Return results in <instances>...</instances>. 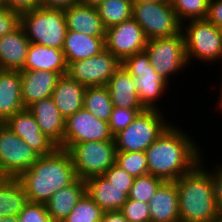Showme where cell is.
<instances>
[{"instance_id": "cell-1", "label": "cell", "mask_w": 222, "mask_h": 222, "mask_svg": "<svg viewBox=\"0 0 222 222\" xmlns=\"http://www.w3.org/2000/svg\"><path fill=\"white\" fill-rule=\"evenodd\" d=\"M171 124L147 148L148 174L163 181H176L203 160L202 148L188 132Z\"/></svg>"}, {"instance_id": "cell-2", "label": "cell", "mask_w": 222, "mask_h": 222, "mask_svg": "<svg viewBox=\"0 0 222 222\" xmlns=\"http://www.w3.org/2000/svg\"><path fill=\"white\" fill-rule=\"evenodd\" d=\"M204 161L175 181L180 222H213L220 217L216 174Z\"/></svg>"}, {"instance_id": "cell-3", "label": "cell", "mask_w": 222, "mask_h": 222, "mask_svg": "<svg viewBox=\"0 0 222 222\" xmlns=\"http://www.w3.org/2000/svg\"><path fill=\"white\" fill-rule=\"evenodd\" d=\"M17 179L29 202L45 204L58 190L72 184L77 175L68 151L57 147L52 153L40 156Z\"/></svg>"}, {"instance_id": "cell-4", "label": "cell", "mask_w": 222, "mask_h": 222, "mask_svg": "<svg viewBox=\"0 0 222 222\" xmlns=\"http://www.w3.org/2000/svg\"><path fill=\"white\" fill-rule=\"evenodd\" d=\"M20 26L31 43L62 49L67 33L64 9L37 7L20 13Z\"/></svg>"}, {"instance_id": "cell-5", "label": "cell", "mask_w": 222, "mask_h": 222, "mask_svg": "<svg viewBox=\"0 0 222 222\" xmlns=\"http://www.w3.org/2000/svg\"><path fill=\"white\" fill-rule=\"evenodd\" d=\"M165 116L160 109L140 112L127 128L113 137L117 151L145 152L171 124Z\"/></svg>"}, {"instance_id": "cell-6", "label": "cell", "mask_w": 222, "mask_h": 222, "mask_svg": "<svg viewBox=\"0 0 222 222\" xmlns=\"http://www.w3.org/2000/svg\"><path fill=\"white\" fill-rule=\"evenodd\" d=\"M188 63L196 59L205 63L222 61V37L218 27L207 19L190 20L181 24Z\"/></svg>"}, {"instance_id": "cell-7", "label": "cell", "mask_w": 222, "mask_h": 222, "mask_svg": "<svg viewBox=\"0 0 222 222\" xmlns=\"http://www.w3.org/2000/svg\"><path fill=\"white\" fill-rule=\"evenodd\" d=\"M67 151L77 178L82 180L101 176L116 163L117 149L114 140L76 143Z\"/></svg>"}, {"instance_id": "cell-8", "label": "cell", "mask_w": 222, "mask_h": 222, "mask_svg": "<svg viewBox=\"0 0 222 222\" xmlns=\"http://www.w3.org/2000/svg\"><path fill=\"white\" fill-rule=\"evenodd\" d=\"M121 65L134 77L138 99L142 106L145 109L161 110L157 102H160L162 95L167 92L170 83L152 68L147 52L143 50L129 56L121 62Z\"/></svg>"}, {"instance_id": "cell-9", "label": "cell", "mask_w": 222, "mask_h": 222, "mask_svg": "<svg viewBox=\"0 0 222 222\" xmlns=\"http://www.w3.org/2000/svg\"><path fill=\"white\" fill-rule=\"evenodd\" d=\"M145 51L147 52L152 68L168 83L174 77L173 75L177 73L175 75L177 76L181 70L190 66L181 31L173 36L148 40Z\"/></svg>"}, {"instance_id": "cell-10", "label": "cell", "mask_w": 222, "mask_h": 222, "mask_svg": "<svg viewBox=\"0 0 222 222\" xmlns=\"http://www.w3.org/2000/svg\"><path fill=\"white\" fill-rule=\"evenodd\" d=\"M132 18L142 27L148 40L173 36L181 31L171 0L133 4Z\"/></svg>"}, {"instance_id": "cell-11", "label": "cell", "mask_w": 222, "mask_h": 222, "mask_svg": "<svg viewBox=\"0 0 222 222\" xmlns=\"http://www.w3.org/2000/svg\"><path fill=\"white\" fill-rule=\"evenodd\" d=\"M40 157L23 139L0 123V177L17 178Z\"/></svg>"}, {"instance_id": "cell-12", "label": "cell", "mask_w": 222, "mask_h": 222, "mask_svg": "<svg viewBox=\"0 0 222 222\" xmlns=\"http://www.w3.org/2000/svg\"><path fill=\"white\" fill-rule=\"evenodd\" d=\"M121 62L106 49L99 55L68 63L66 75L89 86H106Z\"/></svg>"}, {"instance_id": "cell-13", "label": "cell", "mask_w": 222, "mask_h": 222, "mask_svg": "<svg viewBox=\"0 0 222 222\" xmlns=\"http://www.w3.org/2000/svg\"><path fill=\"white\" fill-rule=\"evenodd\" d=\"M147 42L142 27L133 18L106 29L105 49L120 62L145 50Z\"/></svg>"}, {"instance_id": "cell-14", "label": "cell", "mask_w": 222, "mask_h": 222, "mask_svg": "<svg viewBox=\"0 0 222 222\" xmlns=\"http://www.w3.org/2000/svg\"><path fill=\"white\" fill-rule=\"evenodd\" d=\"M114 140L108 122L97 119L84 108L65 119L64 149L76 143Z\"/></svg>"}, {"instance_id": "cell-15", "label": "cell", "mask_w": 222, "mask_h": 222, "mask_svg": "<svg viewBox=\"0 0 222 222\" xmlns=\"http://www.w3.org/2000/svg\"><path fill=\"white\" fill-rule=\"evenodd\" d=\"M4 124L40 156L48 155L58 147L40 130L35 117L27 108L9 117Z\"/></svg>"}, {"instance_id": "cell-16", "label": "cell", "mask_w": 222, "mask_h": 222, "mask_svg": "<svg viewBox=\"0 0 222 222\" xmlns=\"http://www.w3.org/2000/svg\"><path fill=\"white\" fill-rule=\"evenodd\" d=\"M27 109L35 117L40 130L58 147L64 149L65 119L52 97L38 100Z\"/></svg>"}, {"instance_id": "cell-17", "label": "cell", "mask_w": 222, "mask_h": 222, "mask_svg": "<svg viewBox=\"0 0 222 222\" xmlns=\"http://www.w3.org/2000/svg\"><path fill=\"white\" fill-rule=\"evenodd\" d=\"M21 74V99L25 108L32 103L49 98L56 87L58 73L48 70H20Z\"/></svg>"}, {"instance_id": "cell-18", "label": "cell", "mask_w": 222, "mask_h": 222, "mask_svg": "<svg viewBox=\"0 0 222 222\" xmlns=\"http://www.w3.org/2000/svg\"><path fill=\"white\" fill-rule=\"evenodd\" d=\"M151 222H180L175 181H164L149 201Z\"/></svg>"}, {"instance_id": "cell-19", "label": "cell", "mask_w": 222, "mask_h": 222, "mask_svg": "<svg viewBox=\"0 0 222 222\" xmlns=\"http://www.w3.org/2000/svg\"><path fill=\"white\" fill-rule=\"evenodd\" d=\"M30 44L20 25L11 33L0 37V70H21Z\"/></svg>"}, {"instance_id": "cell-20", "label": "cell", "mask_w": 222, "mask_h": 222, "mask_svg": "<svg viewBox=\"0 0 222 222\" xmlns=\"http://www.w3.org/2000/svg\"><path fill=\"white\" fill-rule=\"evenodd\" d=\"M86 193L104 211L121 210L128 199L130 188H116L103 176L85 180Z\"/></svg>"}, {"instance_id": "cell-21", "label": "cell", "mask_w": 222, "mask_h": 222, "mask_svg": "<svg viewBox=\"0 0 222 222\" xmlns=\"http://www.w3.org/2000/svg\"><path fill=\"white\" fill-rule=\"evenodd\" d=\"M20 70H0V123L23 110Z\"/></svg>"}, {"instance_id": "cell-22", "label": "cell", "mask_w": 222, "mask_h": 222, "mask_svg": "<svg viewBox=\"0 0 222 222\" xmlns=\"http://www.w3.org/2000/svg\"><path fill=\"white\" fill-rule=\"evenodd\" d=\"M106 86L113 107L145 109L138 99L134 77L122 65L115 71Z\"/></svg>"}, {"instance_id": "cell-23", "label": "cell", "mask_w": 222, "mask_h": 222, "mask_svg": "<svg viewBox=\"0 0 222 222\" xmlns=\"http://www.w3.org/2000/svg\"><path fill=\"white\" fill-rule=\"evenodd\" d=\"M105 50V36H88L67 30L62 51L67 64L99 55Z\"/></svg>"}, {"instance_id": "cell-24", "label": "cell", "mask_w": 222, "mask_h": 222, "mask_svg": "<svg viewBox=\"0 0 222 222\" xmlns=\"http://www.w3.org/2000/svg\"><path fill=\"white\" fill-rule=\"evenodd\" d=\"M68 30L81 32L88 36H105L106 28L96 7L80 4L64 9Z\"/></svg>"}, {"instance_id": "cell-25", "label": "cell", "mask_w": 222, "mask_h": 222, "mask_svg": "<svg viewBox=\"0 0 222 222\" xmlns=\"http://www.w3.org/2000/svg\"><path fill=\"white\" fill-rule=\"evenodd\" d=\"M85 89V85L67 75L58 79L51 97L64 119L83 108Z\"/></svg>"}, {"instance_id": "cell-26", "label": "cell", "mask_w": 222, "mask_h": 222, "mask_svg": "<svg viewBox=\"0 0 222 222\" xmlns=\"http://www.w3.org/2000/svg\"><path fill=\"white\" fill-rule=\"evenodd\" d=\"M86 193L85 180L77 178L72 184L58 190L45 203L53 222H63Z\"/></svg>"}, {"instance_id": "cell-27", "label": "cell", "mask_w": 222, "mask_h": 222, "mask_svg": "<svg viewBox=\"0 0 222 222\" xmlns=\"http://www.w3.org/2000/svg\"><path fill=\"white\" fill-rule=\"evenodd\" d=\"M67 65L62 49L31 43L21 70H48L63 76L66 75Z\"/></svg>"}, {"instance_id": "cell-28", "label": "cell", "mask_w": 222, "mask_h": 222, "mask_svg": "<svg viewBox=\"0 0 222 222\" xmlns=\"http://www.w3.org/2000/svg\"><path fill=\"white\" fill-rule=\"evenodd\" d=\"M29 203L17 178L0 177V216H17Z\"/></svg>"}, {"instance_id": "cell-29", "label": "cell", "mask_w": 222, "mask_h": 222, "mask_svg": "<svg viewBox=\"0 0 222 222\" xmlns=\"http://www.w3.org/2000/svg\"><path fill=\"white\" fill-rule=\"evenodd\" d=\"M83 108L97 119L108 122L113 110L107 86H89L84 93Z\"/></svg>"}, {"instance_id": "cell-30", "label": "cell", "mask_w": 222, "mask_h": 222, "mask_svg": "<svg viewBox=\"0 0 222 222\" xmlns=\"http://www.w3.org/2000/svg\"><path fill=\"white\" fill-rule=\"evenodd\" d=\"M96 8L106 29L132 18L131 0H103Z\"/></svg>"}, {"instance_id": "cell-31", "label": "cell", "mask_w": 222, "mask_h": 222, "mask_svg": "<svg viewBox=\"0 0 222 222\" xmlns=\"http://www.w3.org/2000/svg\"><path fill=\"white\" fill-rule=\"evenodd\" d=\"M171 3L181 24L206 19L208 15L209 0H171Z\"/></svg>"}, {"instance_id": "cell-32", "label": "cell", "mask_w": 222, "mask_h": 222, "mask_svg": "<svg viewBox=\"0 0 222 222\" xmlns=\"http://www.w3.org/2000/svg\"><path fill=\"white\" fill-rule=\"evenodd\" d=\"M103 213L104 210L85 193L63 222H100Z\"/></svg>"}, {"instance_id": "cell-33", "label": "cell", "mask_w": 222, "mask_h": 222, "mask_svg": "<svg viewBox=\"0 0 222 222\" xmlns=\"http://www.w3.org/2000/svg\"><path fill=\"white\" fill-rule=\"evenodd\" d=\"M116 164L134 178L148 174L147 156L144 151H117Z\"/></svg>"}, {"instance_id": "cell-34", "label": "cell", "mask_w": 222, "mask_h": 222, "mask_svg": "<svg viewBox=\"0 0 222 222\" xmlns=\"http://www.w3.org/2000/svg\"><path fill=\"white\" fill-rule=\"evenodd\" d=\"M163 182L164 181L162 179L151 174L139 176L134 179L133 185L128 194V198L149 203L152 196Z\"/></svg>"}, {"instance_id": "cell-35", "label": "cell", "mask_w": 222, "mask_h": 222, "mask_svg": "<svg viewBox=\"0 0 222 222\" xmlns=\"http://www.w3.org/2000/svg\"><path fill=\"white\" fill-rule=\"evenodd\" d=\"M145 109H127L113 107L108 120L109 131L114 137L116 134L127 128L138 114Z\"/></svg>"}, {"instance_id": "cell-36", "label": "cell", "mask_w": 222, "mask_h": 222, "mask_svg": "<svg viewBox=\"0 0 222 222\" xmlns=\"http://www.w3.org/2000/svg\"><path fill=\"white\" fill-rule=\"evenodd\" d=\"M120 211L128 222H151L149 203L128 198Z\"/></svg>"}, {"instance_id": "cell-37", "label": "cell", "mask_w": 222, "mask_h": 222, "mask_svg": "<svg viewBox=\"0 0 222 222\" xmlns=\"http://www.w3.org/2000/svg\"><path fill=\"white\" fill-rule=\"evenodd\" d=\"M18 222H53L44 203L29 202L17 215Z\"/></svg>"}, {"instance_id": "cell-38", "label": "cell", "mask_w": 222, "mask_h": 222, "mask_svg": "<svg viewBox=\"0 0 222 222\" xmlns=\"http://www.w3.org/2000/svg\"><path fill=\"white\" fill-rule=\"evenodd\" d=\"M103 176L116 188H131L135 179L116 163Z\"/></svg>"}, {"instance_id": "cell-39", "label": "cell", "mask_w": 222, "mask_h": 222, "mask_svg": "<svg viewBox=\"0 0 222 222\" xmlns=\"http://www.w3.org/2000/svg\"><path fill=\"white\" fill-rule=\"evenodd\" d=\"M20 25V13L8 8L0 9V37L11 33Z\"/></svg>"}, {"instance_id": "cell-40", "label": "cell", "mask_w": 222, "mask_h": 222, "mask_svg": "<svg viewBox=\"0 0 222 222\" xmlns=\"http://www.w3.org/2000/svg\"><path fill=\"white\" fill-rule=\"evenodd\" d=\"M206 19L216 27L222 24V0H209Z\"/></svg>"}, {"instance_id": "cell-41", "label": "cell", "mask_w": 222, "mask_h": 222, "mask_svg": "<svg viewBox=\"0 0 222 222\" xmlns=\"http://www.w3.org/2000/svg\"><path fill=\"white\" fill-rule=\"evenodd\" d=\"M7 8L19 13L39 7L40 0H5Z\"/></svg>"}, {"instance_id": "cell-42", "label": "cell", "mask_w": 222, "mask_h": 222, "mask_svg": "<svg viewBox=\"0 0 222 222\" xmlns=\"http://www.w3.org/2000/svg\"><path fill=\"white\" fill-rule=\"evenodd\" d=\"M78 3V0H40L39 7L66 9Z\"/></svg>"}, {"instance_id": "cell-43", "label": "cell", "mask_w": 222, "mask_h": 222, "mask_svg": "<svg viewBox=\"0 0 222 222\" xmlns=\"http://www.w3.org/2000/svg\"><path fill=\"white\" fill-rule=\"evenodd\" d=\"M100 222H128L120 210L104 211Z\"/></svg>"}, {"instance_id": "cell-44", "label": "cell", "mask_w": 222, "mask_h": 222, "mask_svg": "<svg viewBox=\"0 0 222 222\" xmlns=\"http://www.w3.org/2000/svg\"><path fill=\"white\" fill-rule=\"evenodd\" d=\"M215 174H216V180H217V187H218V207H219V214L220 217H222V164H217L215 168L213 167Z\"/></svg>"}, {"instance_id": "cell-45", "label": "cell", "mask_w": 222, "mask_h": 222, "mask_svg": "<svg viewBox=\"0 0 222 222\" xmlns=\"http://www.w3.org/2000/svg\"><path fill=\"white\" fill-rule=\"evenodd\" d=\"M103 0H78V4L90 7H97Z\"/></svg>"}, {"instance_id": "cell-46", "label": "cell", "mask_w": 222, "mask_h": 222, "mask_svg": "<svg viewBox=\"0 0 222 222\" xmlns=\"http://www.w3.org/2000/svg\"><path fill=\"white\" fill-rule=\"evenodd\" d=\"M0 222H18L17 216H0Z\"/></svg>"}, {"instance_id": "cell-47", "label": "cell", "mask_w": 222, "mask_h": 222, "mask_svg": "<svg viewBox=\"0 0 222 222\" xmlns=\"http://www.w3.org/2000/svg\"><path fill=\"white\" fill-rule=\"evenodd\" d=\"M132 4H139V3H149V2H160L164 0H131Z\"/></svg>"}, {"instance_id": "cell-48", "label": "cell", "mask_w": 222, "mask_h": 222, "mask_svg": "<svg viewBox=\"0 0 222 222\" xmlns=\"http://www.w3.org/2000/svg\"><path fill=\"white\" fill-rule=\"evenodd\" d=\"M222 76V75H221ZM222 81V80H221ZM221 88H220V90H219V92H220V96H219V100L217 101L218 103H216L217 104V106H220V111H222L221 109H222V82H221Z\"/></svg>"}, {"instance_id": "cell-49", "label": "cell", "mask_w": 222, "mask_h": 222, "mask_svg": "<svg viewBox=\"0 0 222 222\" xmlns=\"http://www.w3.org/2000/svg\"><path fill=\"white\" fill-rule=\"evenodd\" d=\"M7 8L6 1L0 0V9Z\"/></svg>"}, {"instance_id": "cell-50", "label": "cell", "mask_w": 222, "mask_h": 222, "mask_svg": "<svg viewBox=\"0 0 222 222\" xmlns=\"http://www.w3.org/2000/svg\"><path fill=\"white\" fill-rule=\"evenodd\" d=\"M218 30H219V33H220V35L222 37V24L218 26Z\"/></svg>"}, {"instance_id": "cell-51", "label": "cell", "mask_w": 222, "mask_h": 222, "mask_svg": "<svg viewBox=\"0 0 222 222\" xmlns=\"http://www.w3.org/2000/svg\"><path fill=\"white\" fill-rule=\"evenodd\" d=\"M213 222H222V217H219L218 219H216L215 221Z\"/></svg>"}]
</instances>
